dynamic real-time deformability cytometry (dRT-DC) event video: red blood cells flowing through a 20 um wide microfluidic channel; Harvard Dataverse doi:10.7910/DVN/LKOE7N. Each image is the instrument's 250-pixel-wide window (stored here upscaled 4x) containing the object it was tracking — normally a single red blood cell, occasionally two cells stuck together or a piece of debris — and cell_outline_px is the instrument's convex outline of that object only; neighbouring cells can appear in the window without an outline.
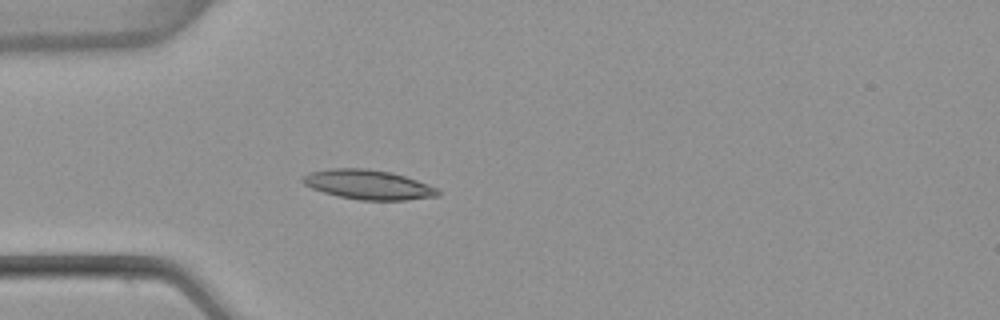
{"species": "common noctule bat (a hibernating species)", "species_latin": "Nyctalus noctula", "temperature_condition": "warm", "stored_images_in_passage": 3, "camera_frame_rate_fps": 3000, "um_per_image_px": 0.085, "animal": {"sex": "female", "body_mass_g": 22.7, "forearm_length_mm": 54.2}, "frame": {"image": 1, "passage_image": 3, "time_ms": 0.667, "image_size_px": [1000, 320], "cell_outline_px": [[440, 196], [404, 200], [360, 200], [340, 196], [324, 192], [312, 188], [304, 184], [300, 180], [308, 172], [332, 168], [364, 168], [392, 172], [428, 184], [436, 188], [440, 192]], "centroid_in_image_um": [31.3, 15.69], "position_along_channel_um": 53.7, "area_um2": 23.18}}